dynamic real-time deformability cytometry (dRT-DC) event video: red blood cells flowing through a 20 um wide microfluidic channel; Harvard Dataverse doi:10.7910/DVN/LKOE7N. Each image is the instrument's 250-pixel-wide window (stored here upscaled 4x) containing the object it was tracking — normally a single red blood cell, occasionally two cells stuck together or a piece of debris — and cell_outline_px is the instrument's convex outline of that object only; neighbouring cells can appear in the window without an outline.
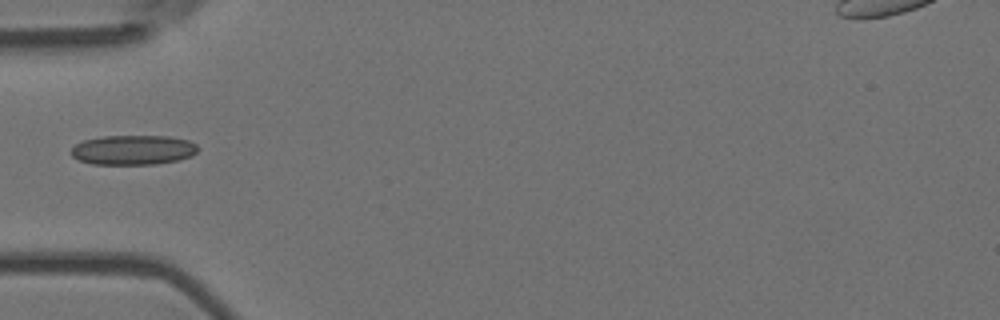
{"species": "Egyptian fruit bat (a non-hibernating species)", "species_latin": "Rousettus aegyptiacus", "temperature_condition": "room temperature", "stored_images_in_passage": 1, "camera_frame_rate_fps": 3000, "um_per_image_px": 0.085, "animal": {"sex": "female"}, "frame": {"image": 1, "passage_image": 1, "time_ms": 0.0, "image_size_px": [1000, 320], "cell_outline_px": [[200, 148], [192, 156], [180, 160], [156, 164], [92, 164], [80, 160], [72, 156], [72, 148], [76, 144], [84, 140], [104, 136], [168, 136], [188, 140], [196, 144]], "centroid_in_image_um": [11.36, 12.74], "position_along_channel_um": 73.6, "area_um2": 21.96}}